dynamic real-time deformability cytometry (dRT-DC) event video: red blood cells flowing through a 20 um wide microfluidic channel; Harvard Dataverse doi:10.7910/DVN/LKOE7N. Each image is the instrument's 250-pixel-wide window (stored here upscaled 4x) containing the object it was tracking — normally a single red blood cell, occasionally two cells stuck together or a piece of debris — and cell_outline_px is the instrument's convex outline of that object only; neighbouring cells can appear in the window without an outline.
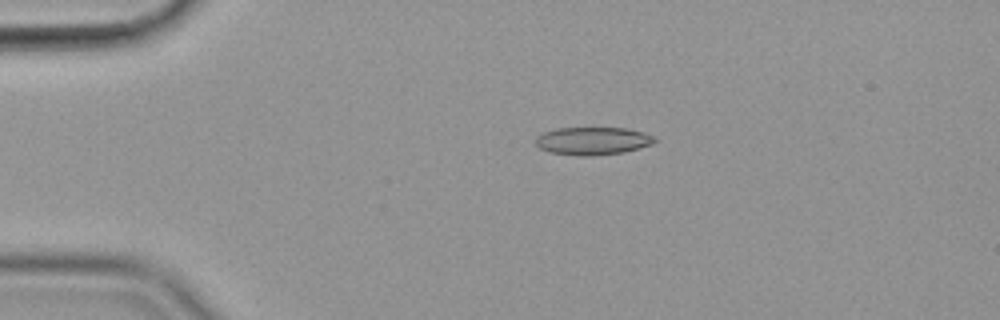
{"species": "common noctule bat (a hibernating species)", "species_latin": "Nyctalus noctula", "temperature_condition": "cold", "stored_images_in_passage": 56, "camera_frame_rate_fps": 3000, "um_per_image_px": 0.085, "animal": {"sex": "female", "body_mass_g": 19.9}, "frame": {"image": 1, "passage_image": 12, "time_ms": 3.667, "image_size_px": [1000, 320], "cell_outline_px": [[656, 140], [652, 144], [624, 152], [592, 156], [580, 156], [548, 152], [540, 148], [536, 144], [536, 136], [544, 132], [556, 128], [628, 128], [644, 132], [656, 136]], "centroid_in_image_um": [50.39, 11.97], "position_along_channel_um": 34.6, "area_um2": 19.42}}
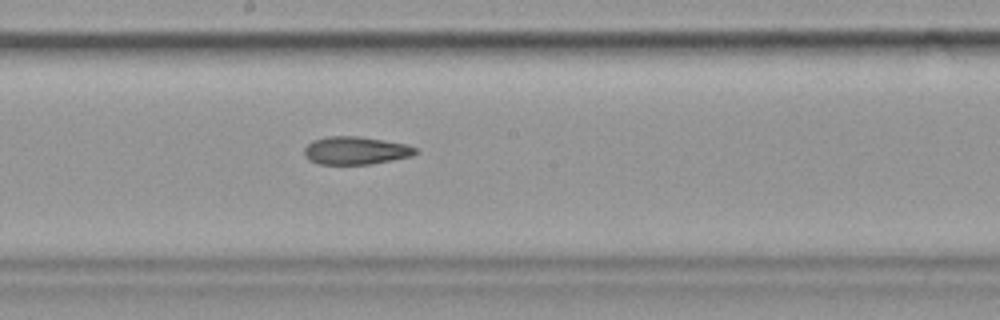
{"frame": {"image": 2, "passage_image": 31, "time_ms": 10.0, "image_size_px": [1000, 320], "cell_outline_px": [[420, 152], [412, 156], [372, 164], [320, 164], [308, 160], [304, 156], [304, 148], [312, 140], [328, 136], [360, 136], [408, 144], [416, 148]], "centroid_in_image_um": [30.25, 12.79], "position_along_channel_um": 218.0, "area_um2": 18.32}}
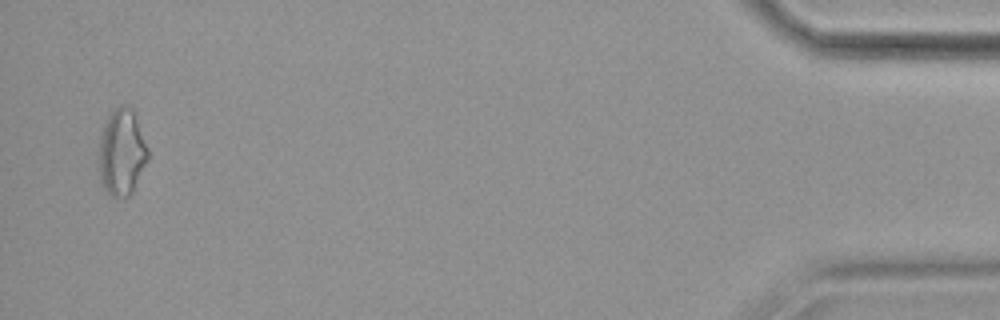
{"frame": {"image": 3, "passage_image": 55, "time_ms": 18.0, "image_size_px": [1000, 320], "cell_outline_px": [[148, 160], [132, 192], [128, 196], [112, 196], [104, 188], [100, 180], [100, 132], [108, 116], [116, 108], [124, 104], [132, 112], [136, 120], [148, 148]], "centroid_in_image_um": [10.35, 12.97], "position_along_channel_um": 424.9, "area_um2": 24.04}, "authors_computed_cell_mechanics": {"area_um2": 19.3341, "velocity_mm_per_s": 3.5814, "shape_relaxation_time_tau1_ms": 5.8669, "shape_relaxation_time_tau2_ms": 4.5892, "deformation_change_tau1": 0.143, "deformation_change_tau2": 0.1341}}